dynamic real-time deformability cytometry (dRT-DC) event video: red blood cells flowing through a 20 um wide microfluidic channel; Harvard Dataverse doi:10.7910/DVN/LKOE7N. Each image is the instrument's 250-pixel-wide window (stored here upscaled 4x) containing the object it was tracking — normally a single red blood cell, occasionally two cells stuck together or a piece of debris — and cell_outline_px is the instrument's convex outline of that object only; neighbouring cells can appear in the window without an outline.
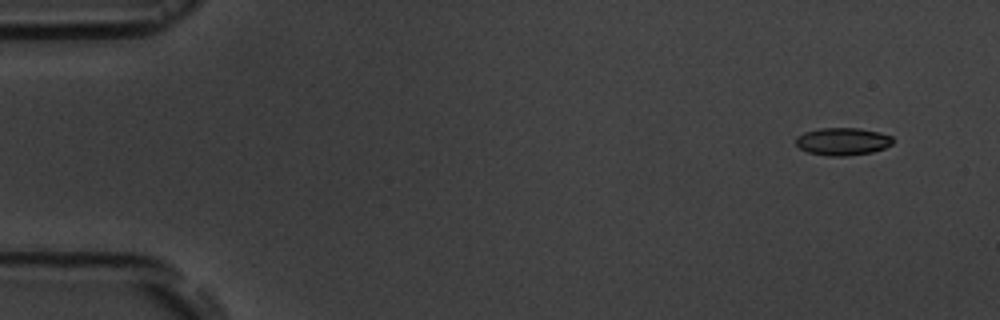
{"species": "common noctule bat (a hibernating species)", "species_latin": "Nyctalus noctula", "temperature_condition": "room temperature", "stored_images_in_passage": 4, "camera_frame_rate_fps": 3000, "um_per_image_px": 0.085, "animal": {"sex": "male", "body_mass_g": 19.5, "forearm_length_mm": 54.6}, "frame": {"image": 1, "passage_image": 1, "time_ms": 0.0, "image_size_px": [1000, 320], "cell_outline_px": [[892, 144], [884, 148], [872, 152], [844, 156], [828, 156], [808, 152], [800, 148], [796, 144], [796, 136], [804, 132], [820, 128], [860, 128], [880, 132], [892, 136]], "centroid_in_image_um": [71.62, 12.02], "position_along_channel_um": 13.4, "area_um2": 15.61}}
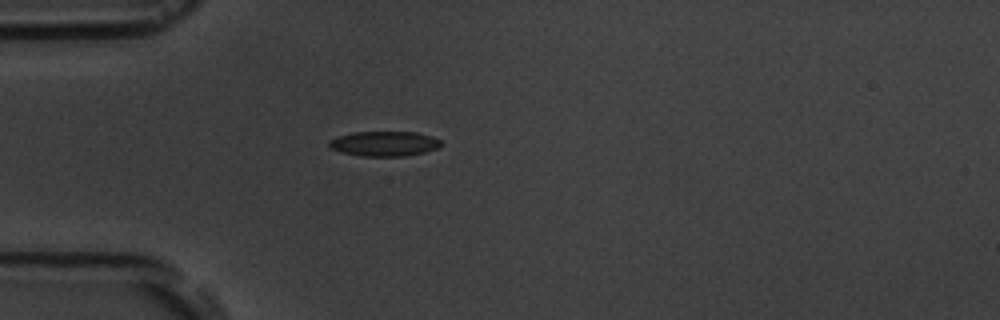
{"frame": {"image": 2, "passage_image": 4, "time_ms": 4.0, "image_size_px": [1000, 320], "cell_outline_px": [[444, 144], [440, 148], [424, 152], [404, 156], [360, 156], [340, 152], [332, 148], [328, 144], [332, 140], [340, 136], [352, 132], [416, 132], [432, 136], [440, 140]], "centroid_in_image_um": [32.73, 12.21], "position_along_channel_um": 52.3, "area_um2": 16.24}}